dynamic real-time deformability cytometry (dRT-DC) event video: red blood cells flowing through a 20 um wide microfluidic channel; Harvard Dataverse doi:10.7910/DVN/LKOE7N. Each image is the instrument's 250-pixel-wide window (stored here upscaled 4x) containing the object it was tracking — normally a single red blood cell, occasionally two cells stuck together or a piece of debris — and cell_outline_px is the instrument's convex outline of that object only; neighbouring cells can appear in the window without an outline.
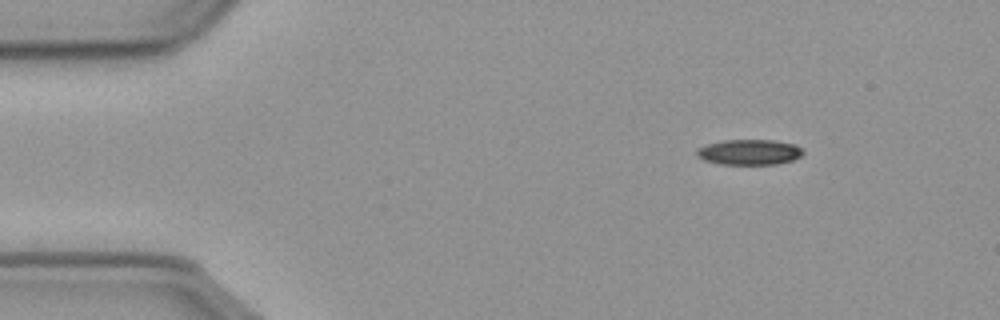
{"species": "common noctule bat (a hibernating species)", "species_latin": "Nyctalus noctula", "temperature_condition": "cold", "stored_images_in_passage": 50, "camera_frame_rate_fps": 3000, "um_per_image_px": 0.085, "animal": {"sex": "male", "body_mass_g": 23.1, "forearm_length_mm": 52.7}, "frame": {"image": 1, "passage_image": 1, "time_ms": 0.0, "image_size_px": [1000, 320], "cell_outline_px": [[804, 152], [800, 156], [792, 160], [776, 164], [720, 164], [704, 160], [696, 156], [696, 152], [700, 148], [708, 144], [724, 140], [772, 140], [796, 144]], "centroid_in_image_um": [63.7, 12.93], "position_along_channel_um": 21.3, "area_um2": 15.61}}
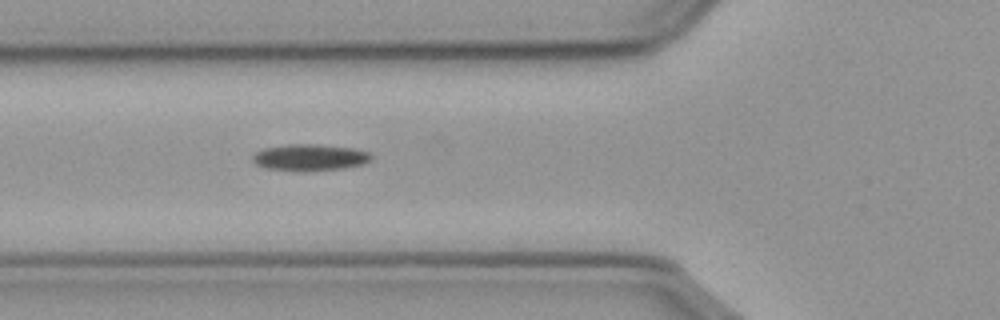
{"frame": {"image": 2, "passage_image": 14, "time_ms": 4.333, "image_size_px": [1000, 320], "cell_outline_px": [[372, 156], [364, 164], [340, 168], [304, 172], [300, 172], [264, 168], [256, 164], [252, 160], [252, 156], [256, 152], [264, 148], [288, 144], [316, 144], [352, 148], [368, 152]], "centroid_in_image_um": [26.27, 13.39], "position_along_channel_um": 99.5, "area_um2": 18.38}}
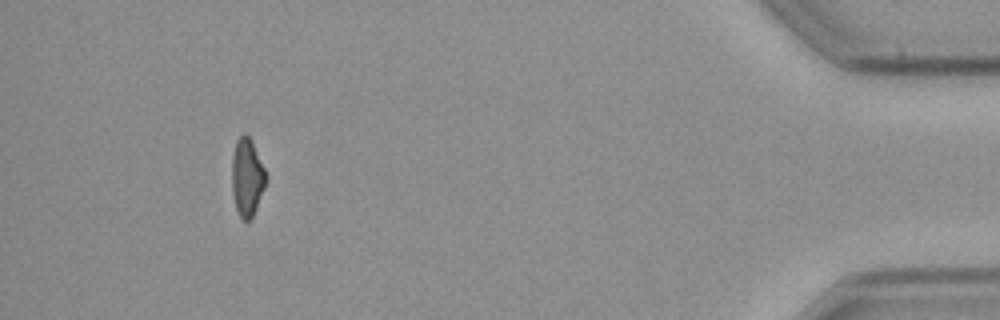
{"frame": {"image": 3, "passage_image": 46, "time_ms": 15.0, "image_size_px": [1000, 320], "cell_outline_px": [[264, 188], [256, 208], [252, 216], [248, 220], [240, 220], [236, 208], [232, 192], [232, 156], [236, 140], [244, 132], [252, 140], [264, 168]], "centroid_in_image_um": [20.96, 15.05], "position_along_channel_um": 414.2, "area_um2": 15.2}}